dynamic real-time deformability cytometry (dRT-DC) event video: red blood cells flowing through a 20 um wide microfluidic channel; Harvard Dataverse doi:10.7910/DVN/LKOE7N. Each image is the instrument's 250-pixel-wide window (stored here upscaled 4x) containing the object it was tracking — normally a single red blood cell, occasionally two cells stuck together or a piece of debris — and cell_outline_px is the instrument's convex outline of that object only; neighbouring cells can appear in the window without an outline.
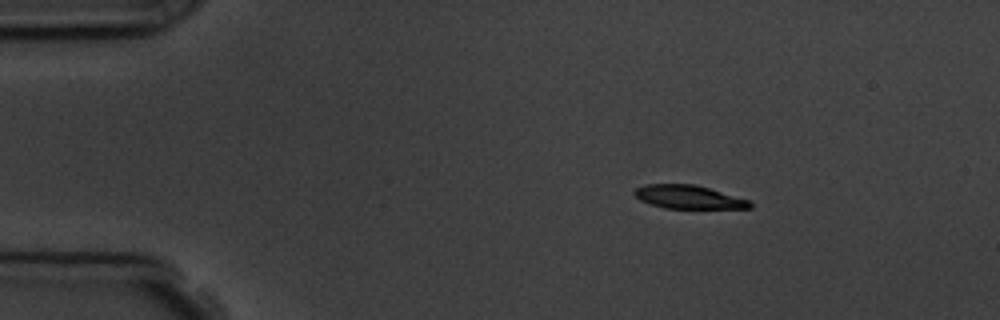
{"species": "common noctule bat (a hibernating species)", "species_latin": "Nyctalus noctula", "temperature_condition": "room temperature", "stored_images_in_passage": 4, "camera_frame_rate_fps": 3000, "um_per_image_px": 0.085, "animal": {"sex": "male", "body_mass_g": 19.5, "forearm_length_mm": 54.6}, "frame": {"image": 1, "passage_image": 2, "time_ms": 1.0, "image_size_px": [1000, 320], "cell_outline_px": [[752, 208], [664, 208], [640, 200], [632, 192], [636, 188], [644, 184], [696, 184], [752, 200]], "centroid_in_image_um": [58.56, 16.73], "position_along_channel_um": 26.4, "area_um2": 15.9}}